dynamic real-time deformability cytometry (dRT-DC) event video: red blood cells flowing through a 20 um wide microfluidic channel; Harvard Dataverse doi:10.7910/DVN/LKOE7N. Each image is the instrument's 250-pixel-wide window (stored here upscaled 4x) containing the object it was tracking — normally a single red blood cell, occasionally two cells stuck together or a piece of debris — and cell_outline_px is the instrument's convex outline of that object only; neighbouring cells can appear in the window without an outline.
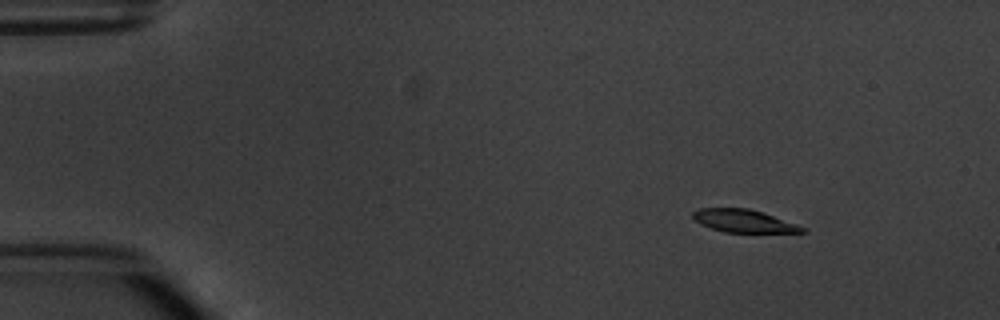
{"species": "common noctule bat (a hibernating species)", "species_latin": "Nyctalus noctula", "temperature_condition": "warm", "stored_images_in_passage": 7, "camera_frame_rate_fps": 3000, "um_per_image_px": 0.085, "animal": {"sex": "male", "body_mass_g": 20.1, "forearm_length_mm": 53.5}, "frame": {"image": 1, "passage_image": 3, "time_ms": 2.333, "image_size_px": [1000, 320], "cell_outline_px": [[808, 232], [724, 232], [700, 224], [692, 216], [692, 212], [700, 208], [748, 208], [808, 228]], "centroid_in_image_um": [63.21, 18.78], "position_along_channel_um": 21.8, "area_um2": 14.28}}
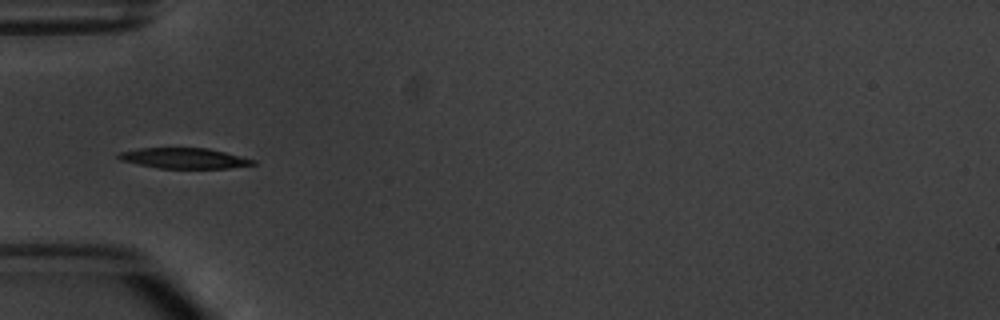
{"frame": {"image": 2, "passage_image": 6, "time_ms": 6.0, "image_size_px": [1000, 320], "cell_outline_px": [[256, 164], [228, 168], [160, 168], [120, 160], [116, 156], [120, 152], [140, 148], [208, 148], [256, 160]], "centroid_in_image_um": [15.66, 13.44], "position_along_channel_um": 69.3, "area_um2": 15.84}}